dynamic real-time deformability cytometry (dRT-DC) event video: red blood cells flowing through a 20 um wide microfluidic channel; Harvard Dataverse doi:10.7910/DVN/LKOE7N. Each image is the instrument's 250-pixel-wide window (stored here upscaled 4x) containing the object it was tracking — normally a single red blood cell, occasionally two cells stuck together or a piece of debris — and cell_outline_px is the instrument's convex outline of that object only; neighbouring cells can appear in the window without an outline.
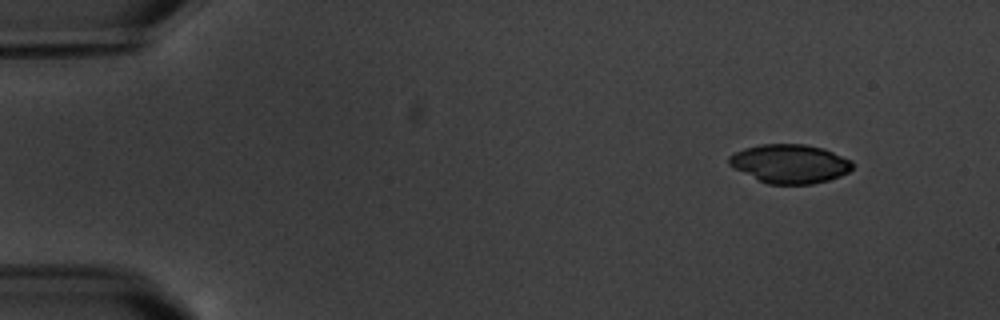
{"species": "common noctule bat (a hibernating species)", "species_latin": "Nyctalus noctula", "temperature_condition": "warm", "stored_images_in_passage": 4, "camera_frame_rate_fps": 3000, "um_per_image_px": 0.085, "animal": {"sex": "male", "body_mass_g": 20.1, "forearm_length_mm": 53.5}, "frame": {"image": 1, "passage_image": 1, "time_ms": 0.0, "image_size_px": [1000, 320], "cell_outline_px": [[852, 168], [848, 172], [840, 176], [828, 180], [812, 184], [768, 184], [728, 164], [728, 156], [744, 148], [760, 144], [804, 144], [824, 148], [852, 160]], "centroid_in_image_um": [67.16, 13.9], "position_along_channel_um": 17.8, "area_um2": 27.74}}